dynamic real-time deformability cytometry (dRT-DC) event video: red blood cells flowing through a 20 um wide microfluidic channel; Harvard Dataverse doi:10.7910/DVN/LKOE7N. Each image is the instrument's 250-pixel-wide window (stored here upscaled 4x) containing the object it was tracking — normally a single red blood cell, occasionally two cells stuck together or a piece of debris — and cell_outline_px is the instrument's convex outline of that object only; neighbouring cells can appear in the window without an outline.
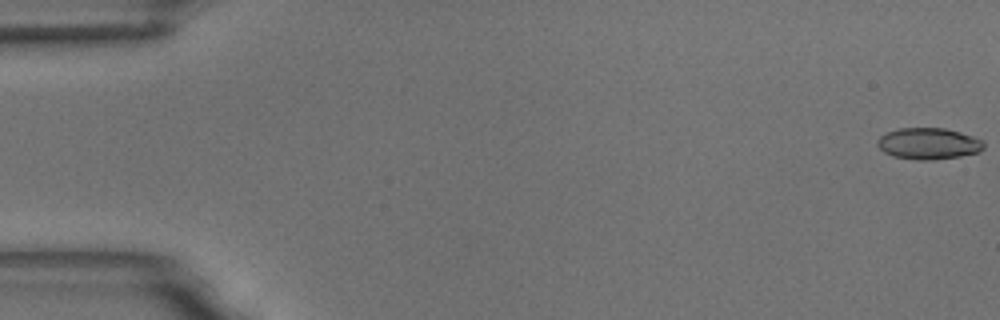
{"species": "common noctule bat (a hibernating species)", "species_latin": "Nyctalus noctula", "temperature_condition": "room temperature", "stored_images_in_passage": 59, "camera_frame_rate_fps": 3000, "um_per_image_px": 0.085, "animal": {"sex": "male", "body_mass_g": 18.8}, "frame": {"image": 1, "passage_image": 1, "time_ms": 0.0, "image_size_px": [1000, 320], "cell_outline_px": [[984, 148], [980, 152], [960, 156], [932, 160], [916, 160], [892, 156], [884, 152], [876, 144], [876, 140], [880, 136], [888, 132], [900, 128], [944, 128], [960, 132], [984, 140]], "centroid_in_image_um": [78.93, 12.21], "position_along_channel_um": 6.1, "area_um2": 19.59}}
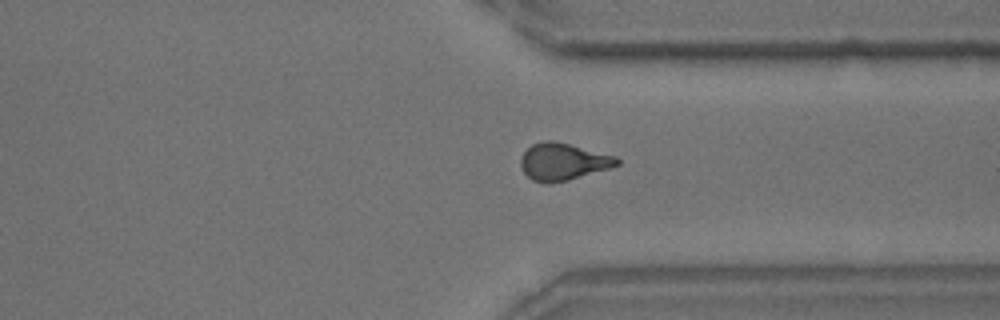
{"frame": {"image": 2, "passage_image": 45, "time_ms": 14.667, "image_size_px": [1000, 320], "cell_outline_px": [[620, 164], [608, 168], [568, 180], [532, 180], [524, 172], [520, 164], [520, 156], [532, 144], [544, 140], [556, 140], [616, 156], [620, 160]], "centroid_in_image_um": [47.87, 13.68], "position_along_channel_um": 363.5, "area_um2": 20.35}}
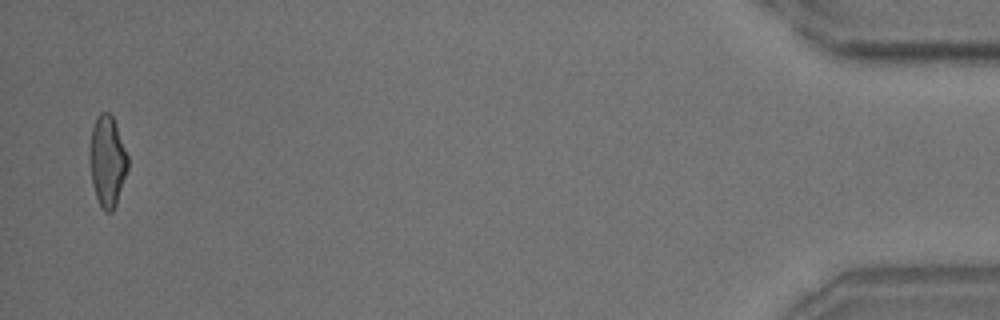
{"frame": {"image": 3, "passage_image": 58, "time_ms": 19.0, "image_size_px": [1000, 320], "cell_outline_px": [[128, 168], [116, 204], [112, 212], [104, 212], [96, 196], [92, 184], [92, 128], [96, 116], [100, 112], [108, 112], [112, 116], [116, 124], [128, 156]], "centroid_in_image_um": [9.16, 13.7], "position_along_channel_um": 426.0, "area_um2": 19.48}, "authors_computed_cell_mechanics": {"area_um2": 20.3456, "velocity_mm_per_s": 3.4668, "shape_relaxation_time_tau1_ms": 10.4669, "shape_relaxation_time_tau2_ms": 2.5901, "deformation_change_tau1": 0.2351, "deformation_change_tau2": 0.1057}}